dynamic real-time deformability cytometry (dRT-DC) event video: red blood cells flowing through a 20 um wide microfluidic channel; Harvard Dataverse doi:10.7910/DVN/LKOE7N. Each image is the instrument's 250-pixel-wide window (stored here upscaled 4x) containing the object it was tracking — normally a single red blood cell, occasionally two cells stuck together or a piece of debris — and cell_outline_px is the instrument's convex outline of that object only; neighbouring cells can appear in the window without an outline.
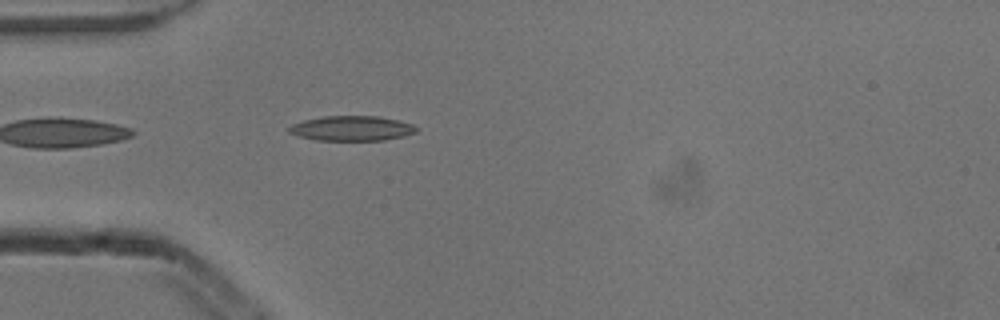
{"species": "common noctule bat (a hibernating species)", "species_latin": "Nyctalus noctula", "temperature_condition": "cold", "stored_images_in_passage": 4, "camera_frame_rate_fps": 3000, "um_per_image_px": 0.085, "animal": {"sex": "male", "body_mass_g": 13.3}, "frame": {"image": 1, "passage_image": 4, "time_ms": 1.0, "image_size_px": [1000, 320], "cell_outline_px": [[416, 132], [404, 136], [384, 140], [316, 140], [300, 136], [288, 132], [288, 128], [292, 124], [304, 120], [324, 116], [380, 116], [412, 124], [416, 128]], "centroid_in_image_um": [29.88, 10.91], "position_along_channel_um": 55.1, "area_um2": 18.32}}